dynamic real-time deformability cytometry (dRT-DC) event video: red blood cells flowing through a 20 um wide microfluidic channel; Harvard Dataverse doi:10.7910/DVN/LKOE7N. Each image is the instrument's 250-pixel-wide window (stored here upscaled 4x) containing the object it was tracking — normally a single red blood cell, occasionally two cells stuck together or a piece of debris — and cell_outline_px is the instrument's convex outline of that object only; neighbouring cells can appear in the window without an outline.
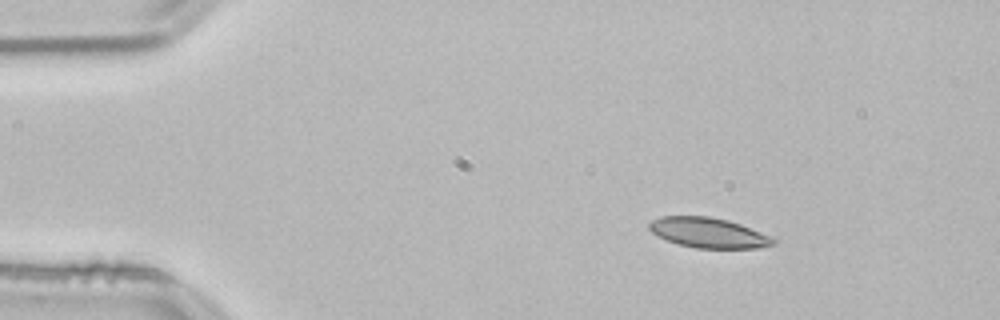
{"species": "common noctule bat (a hibernating species)", "species_latin": "Nyctalus noctula", "temperature_condition": "room temperature", "stored_images_in_passage": 32, "camera_frame_rate_fps": 3000, "um_per_image_px": 0.085, "animal": {"sex": "male", "body_mass_g": 21.5, "forearm_length_mm": 52.0}, "frame": {"image": 1, "passage_image": 7, "time_ms": 2.0, "image_size_px": [1000, 320], "cell_outline_px": [[780, 240], [776, 244], [756, 248], [696, 248], [680, 244], [668, 240], [652, 232], [648, 228], [648, 224], [652, 220], [660, 216], [708, 216], [728, 220], [740, 224]], "centroid_in_image_um": [60.25, 19.78], "position_along_channel_um": 24.8, "area_um2": 21.68}}
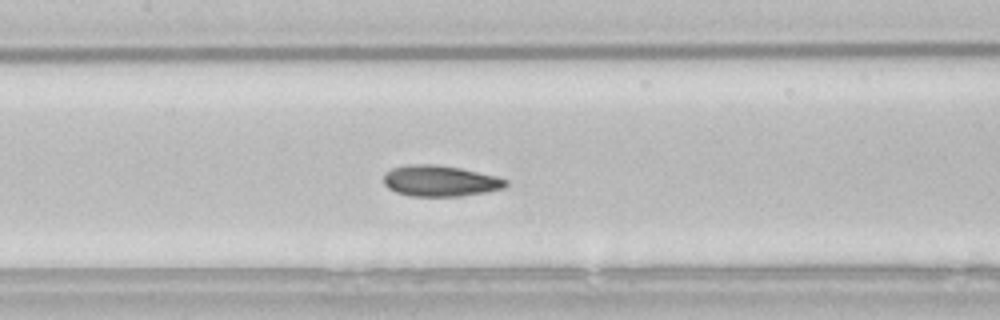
{"frame": {"image": 2, "passage_image": 24, "time_ms": 7.667, "image_size_px": [1000, 320], "cell_outline_px": [[508, 184], [504, 188], [484, 192], [460, 196], [408, 196], [396, 192], [388, 188], [384, 184], [384, 176], [392, 168], [408, 164], [436, 164], [460, 168], [496, 176], [508, 180]], "centroid_in_image_um": [37.4, 15.37], "position_along_channel_um": 170.0, "area_um2": 22.02}}
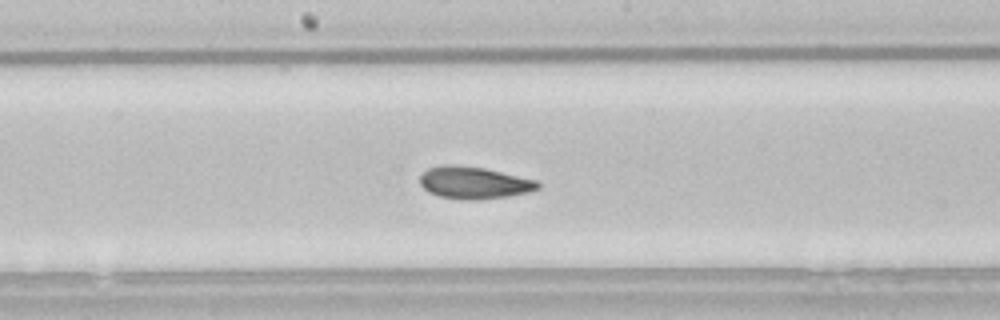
{"frame": {"image": 3, "passage_image": 27, "time_ms": 8.667, "image_size_px": [1000, 320], "cell_outline_px": [[540, 188], [528, 192], [508, 196], [476, 200], [468, 200], [440, 196], [428, 192], [420, 184], [420, 176], [428, 168], [444, 164], [448, 164], [484, 168], [536, 180], [540, 184]], "centroid_in_image_um": [40.28, 15.53], "position_along_channel_um": 207.9, "area_um2": 21.91}}